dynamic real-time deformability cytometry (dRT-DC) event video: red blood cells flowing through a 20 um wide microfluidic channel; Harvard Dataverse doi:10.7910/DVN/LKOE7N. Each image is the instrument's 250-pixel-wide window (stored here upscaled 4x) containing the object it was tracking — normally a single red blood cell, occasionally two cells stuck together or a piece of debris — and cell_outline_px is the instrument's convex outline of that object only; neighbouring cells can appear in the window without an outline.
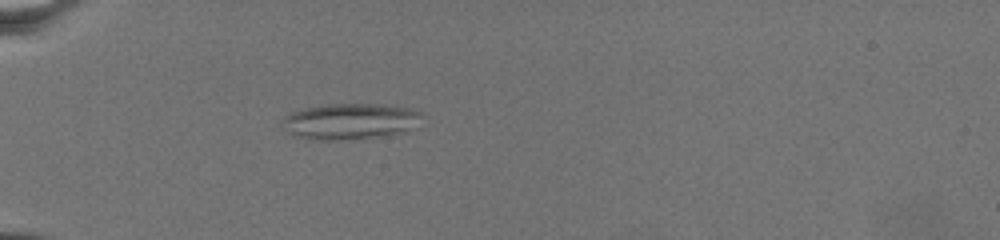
{"species": "common noctule bat (a hibernating species)", "species_latin": "Nyctalus noctula", "temperature_condition": "warm", "stored_images_in_passage": 75, "camera_frame_rate_fps": 3000, "um_per_image_px": 0.085, "animal": {"sex": "female", "body_mass_g": 19.5, "forearm_length_mm": 54.1}, "frame": {"image": 1, "passage_image": 26, "time_ms": 8.333, "image_size_px": [1000, 240], "cell_outline_px": [[420, 116], [408, 132], [388, 136], [336, 140], [312, 140], [292, 136], [284, 128], [280, 120], [284, 116], [292, 112], [304, 108], [328, 104], [388, 104], [412, 108], [420, 112]], "centroid_in_image_um": [29.72, 10.32], "position_along_channel_um": 55.3, "area_um2": 29.65}}
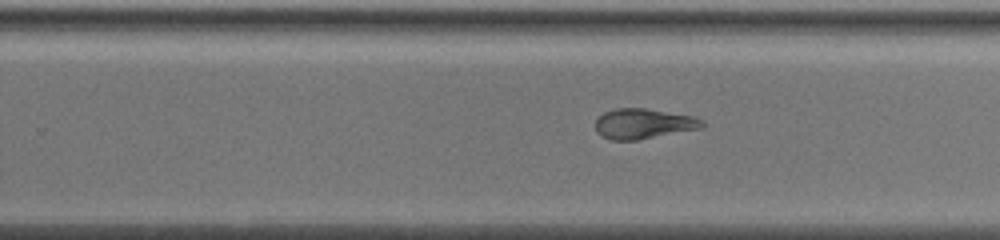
{"frame": {"image": 2, "passage_image": 51, "time_ms": 16.667, "image_size_px": [1000, 240], "cell_outline_px": [[704, 128], [636, 140], [612, 140], [600, 136], [596, 132], [596, 120], [604, 112], [616, 108], [648, 108], [692, 116], [704, 120]], "centroid_in_image_um": [54.7, 10.51], "position_along_channel_um": 275.1, "area_um2": 18.9}}
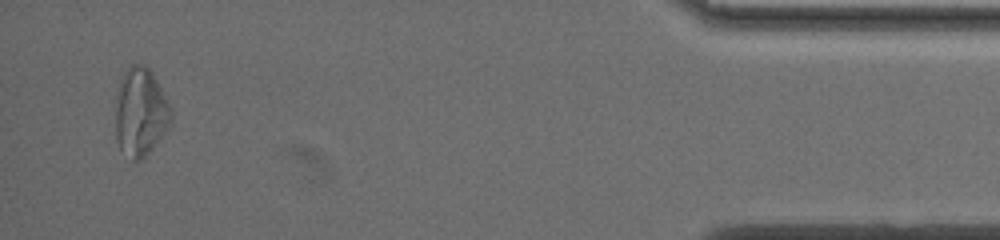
{"frame": {"image": 3, "passage_image": 73, "time_ms": 24.0, "image_size_px": [1000, 240], "cell_outline_px": [[172, 120], [164, 132], [152, 148], [140, 160], [132, 160], [120, 152], [116, 140], [116, 96], [120, 80], [124, 72], [132, 64], [144, 64], [152, 72], [172, 112]], "centroid_in_image_um": [11.91, 9.54], "position_along_channel_um": 423.3, "area_um2": 28.32}}